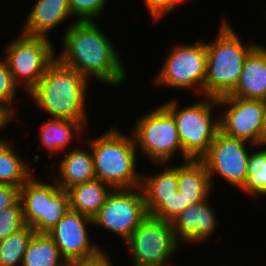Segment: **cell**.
I'll use <instances>...</instances> for the list:
<instances>
[{"mask_svg":"<svg viewBox=\"0 0 266 266\" xmlns=\"http://www.w3.org/2000/svg\"><path fill=\"white\" fill-rule=\"evenodd\" d=\"M98 26L97 20H73L62 33V48L56 58L89 81L119 87L127 80L128 68L116 44Z\"/></svg>","mask_w":266,"mask_h":266,"instance_id":"obj_1","label":"cell"},{"mask_svg":"<svg viewBox=\"0 0 266 266\" xmlns=\"http://www.w3.org/2000/svg\"><path fill=\"white\" fill-rule=\"evenodd\" d=\"M90 81L55 58L38 84L26 95L50 118L90 122L87 93Z\"/></svg>","mask_w":266,"mask_h":266,"instance_id":"obj_2","label":"cell"},{"mask_svg":"<svg viewBox=\"0 0 266 266\" xmlns=\"http://www.w3.org/2000/svg\"><path fill=\"white\" fill-rule=\"evenodd\" d=\"M123 132L113 125L94 138L84 137L91 148L96 179L113 189L140 187L144 172L138 169V151L131 131L128 135Z\"/></svg>","mask_w":266,"mask_h":266,"instance_id":"obj_3","label":"cell"},{"mask_svg":"<svg viewBox=\"0 0 266 266\" xmlns=\"http://www.w3.org/2000/svg\"><path fill=\"white\" fill-rule=\"evenodd\" d=\"M231 23L223 18L216 38L205 40L207 73L203 96L218 98L230 94L237 86L247 56L260 44L243 42Z\"/></svg>","mask_w":266,"mask_h":266,"instance_id":"obj_4","label":"cell"},{"mask_svg":"<svg viewBox=\"0 0 266 266\" xmlns=\"http://www.w3.org/2000/svg\"><path fill=\"white\" fill-rule=\"evenodd\" d=\"M179 101L173 97L161 105L175 119L183 152L190 159H201L220 130L218 99L202 96L201 100L185 107Z\"/></svg>","mask_w":266,"mask_h":266,"instance_id":"obj_5","label":"cell"},{"mask_svg":"<svg viewBox=\"0 0 266 266\" xmlns=\"http://www.w3.org/2000/svg\"><path fill=\"white\" fill-rule=\"evenodd\" d=\"M132 123L138 155L142 152L153 164L173 163L179 154L181 162L190 159L182 150L175 119L162 105L138 116Z\"/></svg>","mask_w":266,"mask_h":266,"instance_id":"obj_6","label":"cell"},{"mask_svg":"<svg viewBox=\"0 0 266 266\" xmlns=\"http://www.w3.org/2000/svg\"><path fill=\"white\" fill-rule=\"evenodd\" d=\"M170 51V52H169ZM168 51L163 65L153 80V85L180 91L191 89L203 96L207 73V49L204 40L193 43H175Z\"/></svg>","mask_w":266,"mask_h":266,"instance_id":"obj_7","label":"cell"},{"mask_svg":"<svg viewBox=\"0 0 266 266\" xmlns=\"http://www.w3.org/2000/svg\"><path fill=\"white\" fill-rule=\"evenodd\" d=\"M6 43L3 55L14 82L28 94L56 58L53 41L47 37L20 33Z\"/></svg>","mask_w":266,"mask_h":266,"instance_id":"obj_8","label":"cell"},{"mask_svg":"<svg viewBox=\"0 0 266 266\" xmlns=\"http://www.w3.org/2000/svg\"><path fill=\"white\" fill-rule=\"evenodd\" d=\"M124 243L132 255V263L158 266H174L170 260L182 247L171 222L149 215Z\"/></svg>","mask_w":266,"mask_h":266,"instance_id":"obj_9","label":"cell"},{"mask_svg":"<svg viewBox=\"0 0 266 266\" xmlns=\"http://www.w3.org/2000/svg\"><path fill=\"white\" fill-rule=\"evenodd\" d=\"M147 217L145 197L140 186L132 189H113L92 220L93 227L119 235L125 242Z\"/></svg>","mask_w":266,"mask_h":266,"instance_id":"obj_10","label":"cell"},{"mask_svg":"<svg viewBox=\"0 0 266 266\" xmlns=\"http://www.w3.org/2000/svg\"><path fill=\"white\" fill-rule=\"evenodd\" d=\"M254 147L219 130L208 152L201 158L207 168L212 188L216 186L215 176H219L224 182L240 190L247 180V162Z\"/></svg>","mask_w":266,"mask_h":266,"instance_id":"obj_11","label":"cell"},{"mask_svg":"<svg viewBox=\"0 0 266 266\" xmlns=\"http://www.w3.org/2000/svg\"><path fill=\"white\" fill-rule=\"evenodd\" d=\"M217 99L220 131L254 146L262 145L264 101L227 95Z\"/></svg>","mask_w":266,"mask_h":266,"instance_id":"obj_12","label":"cell"},{"mask_svg":"<svg viewBox=\"0 0 266 266\" xmlns=\"http://www.w3.org/2000/svg\"><path fill=\"white\" fill-rule=\"evenodd\" d=\"M91 226L93 228L92 218L69 209L47 234L66 260L86 258L102 250L99 243L91 239Z\"/></svg>","mask_w":266,"mask_h":266,"instance_id":"obj_13","label":"cell"},{"mask_svg":"<svg viewBox=\"0 0 266 266\" xmlns=\"http://www.w3.org/2000/svg\"><path fill=\"white\" fill-rule=\"evenodd\" d=\"M209 202L211 201L207 199L204 202L189 205L171 221L175 238L181 245L183 243L185 246L186 243V246L190 244L199 247L214 237L218 229L219 217L215 207Z\"/></svg>","mask_w":266,"mask_h":266,"instance_id":"obj_14","label":"cell"},{"mask_svg":"<svg viewBox=\"0 0 266 266\" xmlns=\"http://www.w3.org/2000/svg\"><path fill=\"white\" fill-rule=\"evenodd\" d=\"M82 143L84 145L81 147L76 143L77 145L63 153V156L59 155L61 158L57 160L58 162L55 159H53V163L51 162L52 169L48 172L60 189L67 191L74 185L96 179L90 145L84 139ZM83 146H87L88 148L85 147L84 149Z\"/></svg>","mask_w":266,"mask_h":266,"instance_id":"obj_15","label":"cell"},{"mask_svg":"<svg viewBox=\"0 0 266 266\" xmlns=\"http://www.w3.org/2000/svg\"><path fill=\"white\" fill-rule=\"evenodd\" d=\"M32 5L20 30L26 35L49 38L51 31L74 17L69 0H37Z\"/></svg>","mask_w":266,"mask_h":266,"instance_id":"obj_16","label":"cell"},{"mask_svg":"<svg viewBox=\"0 0 266 266\" xmlns=\"http://www.w3.org/2000/svg\"><path fill=\"white\" fill-rule=\"evenodd\" d=\"M90 124L89 122H75L59 118H51L48 121H43V124L40 125L41 127L38 130V136L41 142H39V146L49 151V157L53 158L55 154L58 155L61 154L60 152L63 153V151L66 152V150L74 148L75 146L70 145L73 144V139H77V142L78 140L79 142L83 141V136L89 132L86 129ZM68 145L71 148H68Z\"/></svg>","mask_w":266,"mask_h":266,"instance_id":"obj_17","label":"cell"},{"mask_svg":"<svg viewBox=\"0 0 266 266\" xmlns=\"http://www.w3.org/2000/svg\"><path fill=\"white\" fill-rule=\"evenodd\" d=\"M178 192L182 194L184 206L204 202L210 199L214 189L204 162L201 159H189L177 164Z\"/></svg>","mask_w":266,"mask_h":266,"instance_id":"obj_18","label":"cell"},{"mask_svg":"<svg viewBox=\"0 0 266 266\" xmlns=\"http://www.w3.org/2000/svg\"><path fill=\"white\" fill-rule=\"evenodd\" d=\"M227 96L266 100V50L260 44L247 56L237 86Z\"/></svg>","mask_w":266,"mask_h":266,"instance_id":"obj_19","label":"cell"},{"mask_svg":"<svg viewBox=\"0 0 266 266\" xmlns=\"http://www.w3.org/2000/svg\"><path fill=\"white\" fill-rule=\"evenodd\" d=\"M173 165L172 163H155V166L160 167L159 173L155 172L150 175L142 173L141 188L149 216L178 191L177 166Z\"/></svg>","mask_w":266,"mask_h":266,"instance_id":"obj_20","label":"cell"},{"mask_svg":"<svg viewBox=\"0 0 266 266\" xmlns=\"http://www.w3.org/2000/svg\"><path fill=\"white\" fill-rule=\"evenodd\" d=\"M47 179L48 182L43 181L44 179L38 180L35 172L20 188L19 200L26 226L32 227L41 217H45L46 199H49L59 189L49 173Z\"/></svg>","mask_w":266,"mask_h":266,"instance_id":"obj_21","label":"cell"},{"mask_svg":"<svg viewBox=\"0 0 266 266\" xmlns=\"http://www.w3.org/2000/svg\"><path fill=\"white\" fill-rule=\"evenodd\" d=\"M112 191L110 185L98 179L74 185L67 190L70 209L93 218Z\"/></svg>","mask_w":266,"mask_h":266,"instance_id":"obj_22","label":"cell"},{"mask_svg":"<svg viewBox=\"0 0 266 266\" xmlns=\"http://www.w3.org/2000/svg\"><path fill=\"white\" fill-rule=\"evenodd\" d=\"M9 139L0 140V184L21 188L35 173L31 161L22 158ZM25 159V160H24Z\"/></svg>","mask_w":266,"mask_h":266,"instance_id":"obj_23","label":"cell"},{"mask_svg":"<svg viewBox=\"0 0 266 266\" xmlns=\"http://www.w3.org/2000/svg\"><path fill=\"white\" fill-rule=\"evenodd\" d=\"M66 259L47 233H34L24 252L21 266H65Z\"/></svg>","mask_w":266,"mask_h":266,"instance_id":"obj_24","label":"cell"},{"mask_svg":"<svg viewBox=\"0 0 266 266\" xmlns=\"http://www.w3.org/2000/svg\"><path fill=\"white\" fill-rule=\"evenodd\" d=\"M247 172V180L239 191L252 196V199L266 196V144L257 145L251 150Z\"/></svg>","mask_w":266,"mask_h":266,"instance_id":"obj_25","label":"cell"},{"mask_svg":"<svg viewBox=\"0 0 266 266\" xmlns=\"http://www.w3.org/2000/svg\"><path fill=\"white\" fill-rule=\"evenodd\" d=\"M34 233L32 227L26 226L0 240V266H21L24 252Z\"/></svg>","mask_w":266,"mask_h":266,"instance_id":"obj_26","label":"cell"},{"mask_svg":"<svg viewBox=\"0 0 266 266\" xmlns=\"http://www.w3.org/2000/svg\"><path fill=\"white\" fill-rule=\"evenodd\" d=\"M69 195L64 189H58L46 199L45 217H41L32 228L36 233H47L69 211Z\"/></svg>","mask_w":266,"mask_h":266,"instance_id":"obj_27","label":"cell"},{"mask_svg":"<svg viewBox=\"0 0 266 266\" xmlns=\"http://www.w3.org/2000/svg\"><path fill=\"white\" fill-rule=\"evenodd\" d=\"M18 90L21 89L14 82L6 58L2 54L0 56V101L6 104L17 116H19V112L15 104L17 103L16 97L20 94Z\"/></svg>","mask_w":266,"mask_h":266,"instance_id":"obj_28","label":"cell"},{"mask_svg":"<svg viewBox=\"0 0 266 266\" xmlns=\"http://www.w3.org/2000/svg\"><path fill=\"white\" fill-rule=\"evenodd\" d=\"M26 227L22 205L18 199L12 206L0 212V240Z\"/></svg>","mask_w":266,"mask_h":266,"instance_id":"obj_29","label":"cell"},{"mask_svg":"<svg viewBox=\"0 0 266 266\" xmlns=\"http://www.w3.org/2000/svg\"><path fill=\"white\" fill-rule=\"evenodd\" d=\"M109 0H69V7L75 21L97 20Z\"/></svg>","mask_w":266,"mask_h":266,"instance_id":"obj_30","label":"cell"},{"mask_svg":"<svg viewBox=\"0 0 266 266\" xmlns=\"http://www.w3.org/2000/svg\"><path fill=\"white\" fill-rule=\"evenodd\" d=\"M147 9V13L150 16V20L158 25L161 20L165 19L167 15H170L180 4L181 0H142Z\"/></svg>","mask_w":266,"mask_h":266,"instance_id":"obj_31","label":"cell"},{"mask_svg":"<svg viewBox=\"0 0 266 266\" xmlns=\"http://www.w3.org/2000/svg\"><path fill=\"white\" fill-rule=\"evenodd\" d=\"M188 206H184L182 194L178 191L166 200L151 216L157 219L171 222L176 216L184 211Z\"/></svg>","mask_w":266,"mask_h":266,"instance_id":"obj_32","label":"cell"},{"mask_svg":"<svg viewBox=\"0 0 266 266\" xmlns=\"http://www.w3.org/2000/svg\"><path fill=\"white\" fill-rule=\"evenodd\" d=\"M104 249L90 257L66 260L65 266H113L108 250Z\"/></svg>","mask_w":266,"mask_h":266,"instance_id":"obj_33","label":"cell"},{"mask_svg":"<svg viewBox=\"0 0 266 266\" xmlns=\"http://www.w3.org/2000/svg\"><path fill=\"white\" fill-rule=\"evenodd\" d=\"M19 187L0 184V212L12 206L19 199Z\"/></svg>","mask_w":266,"mask_h":266,"instance_id":"obj_34","label":"cell"},{"mask_svg":"<svg viewBox=\"0 0 266 266\" xmlns=\"http://www.w3.org/2000/svg\"><path fill=\"white\" fill-rule=\"evenodd\" d=\"M17 115L2 101H0V135L2 130H5L10 124L16 120ZM7 126V127H6ZM5 137L0 136V140Z\"/></svg>","mask_w":266,"mask_h":266,"instance_id":"obj_35","label":"cell"},{"mask_svg":"<svg viewBox=\"0 0 266 266\" xmlns=\"http://www.w3.org/2000/svg\"><path fill=\"white\" fill-rule=\"evenodd\" d=\"M266 144V100H264V113L262 122V145Z\"/></svg>","mask_w":266,"mask_h":266,"instance_id":"obj_36","label":"cell"},{"mask_svg":"<svg viewBox=\"0 0 266 266\" xmlns=\"http://www.w3.org/2000/svg\"><path fill=\"white\" fill-rule=\"evenodd\" d=\"M132 266H158V265H154V264H135V263H132Z\"/></svg>","mask_w":266,"mask_h":266,"instance_id":"obj_37","label":"cell"},{"mask_svg":"<svg viewBox=\"0 0 266 266\" xmlns=\"http://www.w3.org/2000/svg\"><path fill=\"white\" fill-rule=\"evenodd\" d=\"M260 45L266 50V45L260 43Z\"/></svg>","mask_w":266,"mask_h":266,"instance_id":"obj_38","label":"cell"}]
</instances>
